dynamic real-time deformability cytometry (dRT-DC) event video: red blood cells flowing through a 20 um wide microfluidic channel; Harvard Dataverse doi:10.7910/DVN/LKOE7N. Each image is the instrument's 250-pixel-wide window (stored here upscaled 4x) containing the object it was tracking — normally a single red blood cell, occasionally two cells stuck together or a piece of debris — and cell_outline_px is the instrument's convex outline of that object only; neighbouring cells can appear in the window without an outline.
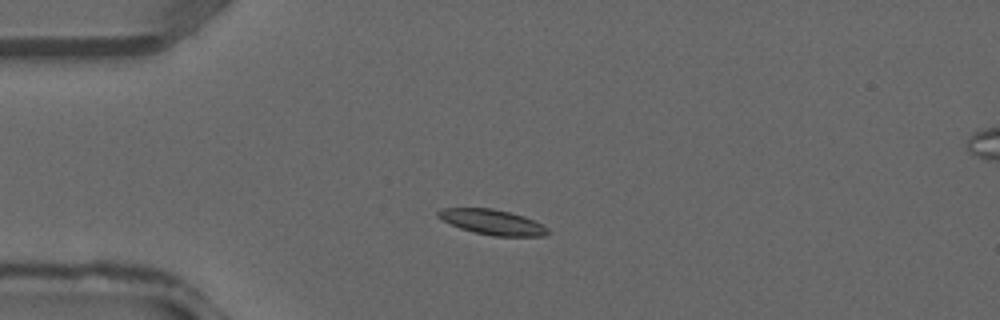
{"species": "common noctule bat (a hibernating species)", "species_latin": "Nyctalus noctula", "temperature_condition": "warm", "stored_images_in_passage": 30, "camera_frame_rate_fps": 3000, "um_per_image_px": 0.085, "animal": {"sex": "male", "forearm_length_mm": 52.5}, "frame": {"image": 1, "passage_image": 2, "time_ms": 0.333, "image_size_px": [1000, 320], "cell_outline_px": [[548, 232], [544, 236], [492, 236], [460, 228], [436, 216], [436, 212], [444, 208], [492, 208], [524, 216], [548, 228]], "centroid_in_image_um": [41.84, 18.87], "position_along_channel_um": 43.2, "area_um2": 15.78}}
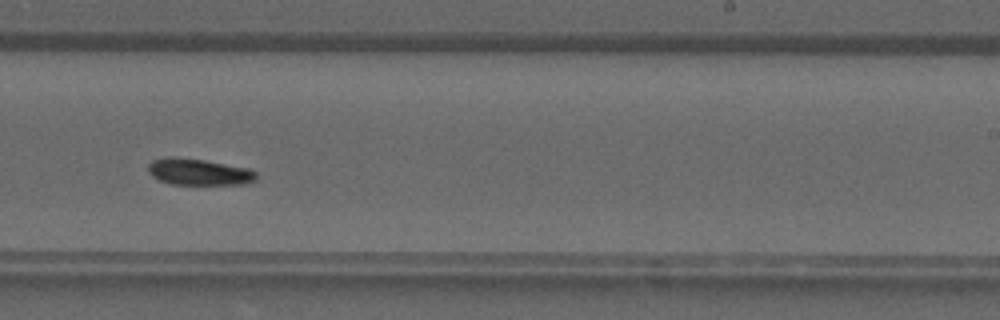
{"frame": {"image": 2, "passage_image": 16, "time_ms": 5.0, "image_size_px": [1000, 320], "cell_outline_px": [[256, 180], [244, 184], [172, 184], [160, 180], [152, 176], [148, 172], [148, 164], [152, 160], [172, 156], [204, 160], [248, 168], [256, 172]], "centroid_in_image_um": [16.88, 14.61], "position_along_channel_um": 272.1, "area_um2": 16.59}}
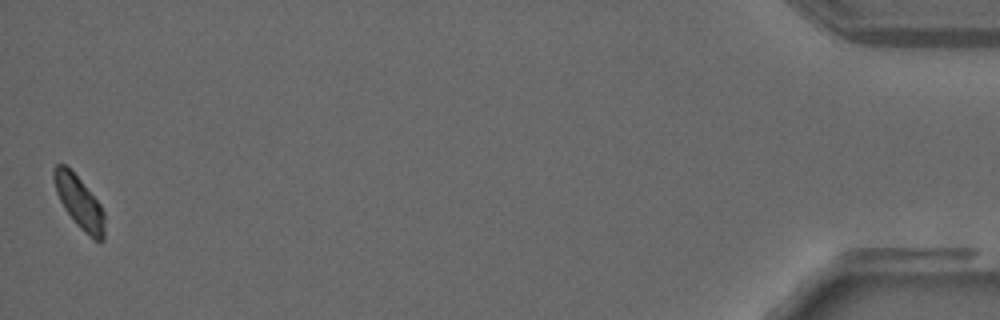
{"frame": {"image": 3, "passage_image": 30, "time_ms": 9.667, "image_size_px": [1000, 320], "cell_outline_px": [[104, 240], [100, 244], [88, 236], [76, 224], [64, 208], [56, 192], [52, 176], [52, 168], [56, 164], [64, 164], [80, 180], [100, 204], [104, 212]], "centroid_in_image_um": [6.73, 17.23], "position_along_channel_um": 428.5, "area_um2": 15.43}}